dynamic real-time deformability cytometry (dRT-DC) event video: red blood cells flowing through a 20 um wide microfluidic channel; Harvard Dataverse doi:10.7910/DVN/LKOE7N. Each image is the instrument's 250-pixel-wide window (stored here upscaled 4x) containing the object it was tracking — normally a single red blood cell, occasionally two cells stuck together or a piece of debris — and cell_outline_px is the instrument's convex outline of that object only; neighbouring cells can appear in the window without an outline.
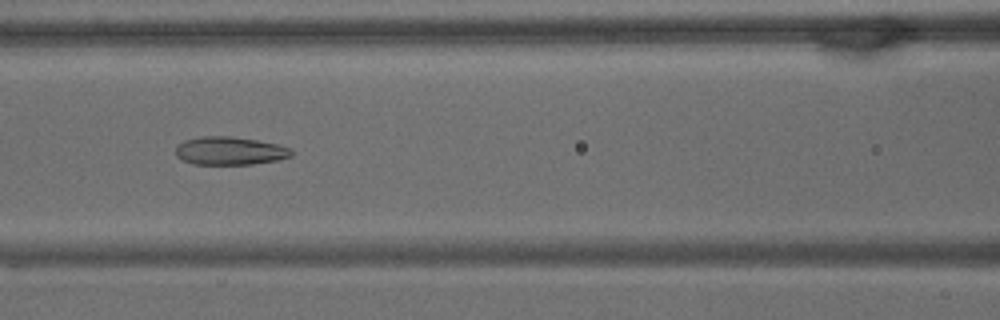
{"species": "common noctule bat (a hibernating species)", "species_latin": "Nyctalus noctula", "temperature_condition": "warm", "stored_images_in_passage": 61, "camera_frame_rate_fps": 3000, "um_per_image_px": 0.085, "animal": {"sex": "male", "body_mass_g": 15.6}, "frame": {"image": 1, "passage_image": 29, "time_ms": 9.333, "image_size_px": [1000, 320], "cell_outline_px": [[292, 156], [280, 160], [252, 164], [192, 164], [176, 156], [176, 148], [184, 140], [200, 136], [232, 136], [256, 140], [276, 144], [292, 148]], "centroid_in_image_um": [19.56, 12.82], "position_along_channel_um": 147.0, "area_um2": 19.02}}
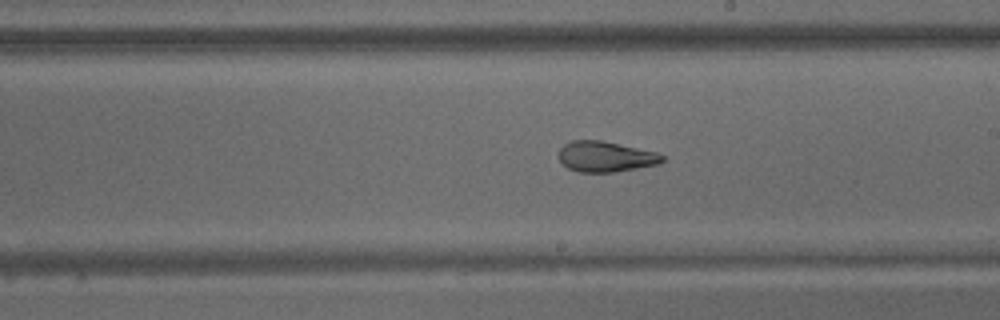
{"frame": {"image": 2, "passage_image": 38, "time_ms": 12.333, "image_size_px": [1000, 320], "cell_outline_px": [[664, 160], [660, 164], [616, 172], [580, 172], [568, 168], [560, 160], [560, 148], [564, 144], [572, 140], [600, 140], [656, 152], [664, 156]], "centroid_in_image_um": [51.49, 13.32], "position_along_channel_um": 237.5, "area_um2": 18.32}}
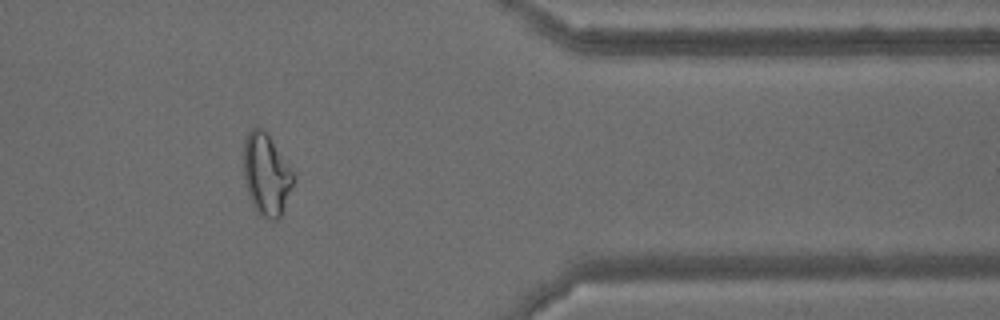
{"frame": {"image": 3, "passage_image": 55, "time_ms": 18.0, "image_size_px": [1000, 320], "cell_outline_px": [[296, 180], [284, 212], [276, 220], [272, 220], [264, 216], [256, 208], [248, 192], [244, 180], [244, 140], [248, 132], [256, 124], [268, 132], [296, 176]], "centroid_in_image_um": [22.68, 14.77], "position_along_channel_um": 388.7, "area_um2": 24.04}, "authors_computed_cell_mechanics": {"area_um2": 22.831, "velocity_mm_per_s": 3.0272, "shape_relaxation_time_tau1_ms": null, "shape_relaxation_time_tau2_ms": 1.7909, "deformation_change_tau1": null, "deformation_change_tau2": 0.079}}